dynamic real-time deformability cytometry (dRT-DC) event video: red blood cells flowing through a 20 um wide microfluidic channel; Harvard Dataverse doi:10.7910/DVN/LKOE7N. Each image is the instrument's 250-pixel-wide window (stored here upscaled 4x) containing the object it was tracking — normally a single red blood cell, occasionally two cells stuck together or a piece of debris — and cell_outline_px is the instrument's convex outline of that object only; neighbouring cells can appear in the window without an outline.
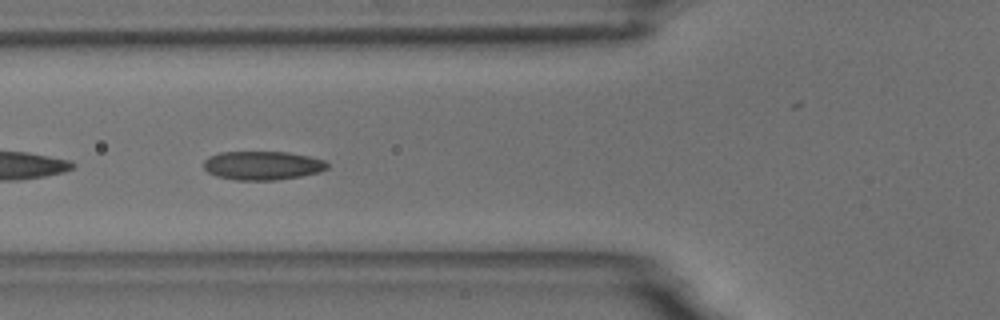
{"species": "common noctule bat (a hibernating species)", "species_latin": "Nyctalus noctula", "temperature_condition": "room temperature", "stored_images_in_passage": 56, "camera_frame_rate_fps": 3000, "um_per_image_px": 0.085, "animal": {"sex": "male", "body_mass_g": 18.8}, "frame": {"image": 1, "passage_image": 21, "time_ms": 6.667, "image_size_px": [1000, 320], "cell_outline_px": [[328, 168], [320, 172], [300, 176], [276, 180], [236, 180], [216, 176], [208, 172], [204, 168], [204, 160], [208, 156], [220, 152], [288, 152], [308, 156], [324, 160], [328, 164]], "centroid_in_image_um": [22.3, 14.06], "position_along_channel_um": 103.5, "area_um2": 20.75}}
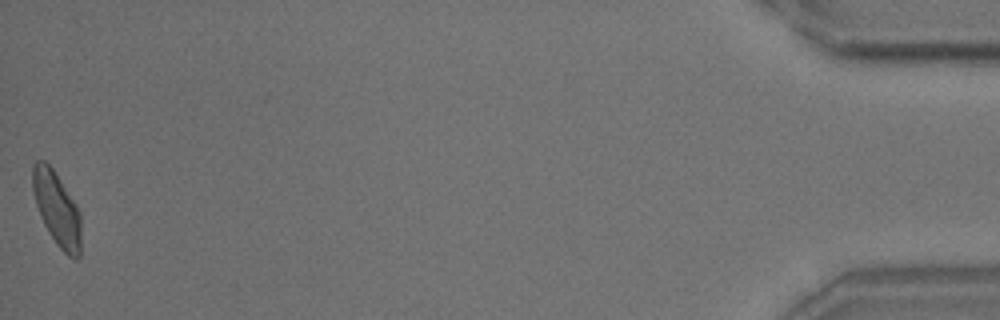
{"frame": {"image": 2, "passage_image": 56, "time_ms": 18.333, "image_size_px": [1000, 320], "cell_outline_px": [[80, 256], [76, 260], [72, 260], [56, 244], [48, 232], [40, 216], [36, 204], [32, 188], [32, 164], [36, 160], [44, 160], [52, 168], [76, 204], [80, 212]], "centroid_in_image_um": [4.82, 17.76], "position_along_channel_um": 430.4, "area_um2": 20.87}, "authors_computed_cell_mechanics": {"area_um2": 20.6924, "velocity_mm_per_s": 3.6247, "shape_relaxation_time_tau1_ms": 3.9025, "shape_relaxation_time_tau2_ms": 1.4938, "deformation_change_tau1": 0.1254, "deformation_change_tau2": 0.0592}}